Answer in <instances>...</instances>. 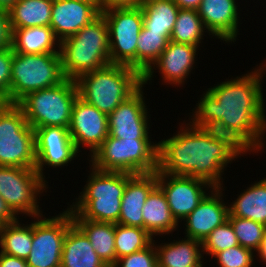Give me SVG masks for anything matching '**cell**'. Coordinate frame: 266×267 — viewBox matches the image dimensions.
Returning a JSON list of instances; mask_svg holds the SVG:
<instances>
[{
  "label": "cell",
  "mask_w": 266,
  "mask_h": 267,
  "mask_svg": "<svg viewBox=\"0 0 266 267\" xmlns=\"http://www.w3.org/2000/svg\"><path fill=\"white\" fill-rule=\"evenodd\" d=\"M256 70L209 88L198 102L190 121L192 126L228 135L246 153L249 150L258 152L264 146L261 136L266 130L260 84L264 66Z\"/></svg>",
  "instance_id": "1"
},
{
  "label": "cell",
  "mask_w": 266,
  "mask_h": 267,
  "mask_svg": "<svg viewBox=\"0 0 266 267\" xmlns=\"http://www.w3.org/2000/svg\"><path fill=\"white\" fill-rule=\"evenodd\" d=\"M189 125L158 142L157 172L198 178L221 188L224 167L246 151L228 135Z\"/></svg>",
  "instance_id": "2"
},
{
  "label": "cell",
  "mask_w": 266,
  "mask_h": 267,
  "mask_svg": "<svg viewBox=\"0 0 266 267\" xmlns=\"http://www.w3.org/2000/svg\"><path fill=\"white\" fill-rule=\"evenodd\" d=\"M58 47L67 79L76 80L111 64L108 24L102 14L76 34L63 39Z\"/></svg>",
  "instance_id": "3"
},
{
  "label": "cell",
  "mask_w": 266,
  "mask_h": 267,
  "mask_svg": "<svg viewBox=\"0 0 266 267\" xmlns=\"http://www.w3.org/2000/svg\"><path fill=\"white\" fill-rule=\"evenodd\" d=\"M75 82L82 100L109 115L142 85V76L127 65L109 64Z\"/></svg>",
  "instance_id": "4"
},
{
  "label": "cell",
  "mask_w": 266,
  "mask_h": 267,
  "mask_svg": "<svg viewBox=\"0 0 266 267\" xmlns=\"http://www.w3.org/2000/svg\"><path fill=\"white\" fill-rule=\"evenodd\" d=\"M75 205L68 208L73 220H91L117 224L121 200L127 183L126 172L92 168L91 176Z\"/></svg>",
  "instance_id": "5"
},
{
  "label": "cell",
  "mask_w": 266,
  "mask_h": 267,
  "mask_svg": "<svg viewBox=\"0 0 266 267\" xmlns=\"http://www.w3.org/2000/svg\"><path fill=\"white\" fill-rule=\"evenodd\" d=\"M97 170L144 174L157 171L158 143L150 139H121L110 135L91 155Z\"/></svg>",
  "instance_id": "6"
},
{
  "label": "cell",
  "mask_w": 266,
  "mask_h": 267,
  "mask_svg": "<svg viewBox=\"0 0 266 267\" xmlns=\"http://www.w3.org/2000/svg\"><path fill=\"white\" fill-rule=\"evenodd\" d=\"M77 97L75 80L66 78L53 87L28 93L17 105L33 129L45 126L68 128Z\"/></svg>",
  "instance_id": "7"
},
{
  "label": "cell",
  "mask_w": 266,
  "mask_h": 267,
  "mask_svg": "<svg viewBox=\"0 0 266 267\" xmlns=\"http://www.w3.org/2000/svg\"><path fill=\"white\" fill-rule=\"evenodd\" d=\"M65 79L60 53L13 52L9 104H17L28 93L53 87Z\"/></svg>",
  "instance_id": "8"
},
{
  "label": "cell",
  "mask_w": 266,
  "mask_h": 267,
  "mask_svg": "<svg viewBox=\"0 0 266 267\" xmlns=\"http://www.w3.org/2000/svg\"><path fill=\"white\" fill-rule=\"evenodd\" d=\"M0 166L36 168L35 130L17 104L0 106Z\"/></svg>",
  "instance_id": "9"
},
{
  "label": "cell",
  "mask_w": 266,
  "mask_h": 267,
  "mask_svg": "<svg viewBox=\"0 0 266 267\" xmlns=\"http://www.w3.org/2000/svg\"><path fill=\"white\" fill-rule=\"evenodd\" d=\"M108 24L110 63L136 70L137 40L143 27V11L138 7L102 11Z\"/></svg>",
  "instance_id": "10"
},
{
  "label": "cell",
  "mask_w": 266,
  "mask_h": 267,
  "mask_svg": "<svg viewBox=\"0 0 266 267\" xmlns=\"http://www.w3.org/2000/svg\"><path fill=\"white\" fill-rule=\"evenodd\" d=\"M45 182L35 169L0 166V196L15 215L42 216L37 195L45 190Z\"/></svg>",
  "instance_id": "11"
},
{
  "label": "cell",
  "mask_w": 266,
  "mask_h": 267,
  "mask_svg": "<svg viewBox=\"0 0 266 267\" xmlns=\"http://www.w3.org/2000/svg\"><path fill=\"white\" fill-rule=\"evenodd\" d=\"M72 223L69 209L51 219L33 222L32 248L26 258L28 267H61L63 243Z\"/></svg>",
  "instance_id": "12"
},
{
  "label": "cell",
  "mask_w": 266,
  "mask_h": 267,
  "mask_svg": "<svg viewBox=\"0 0 266 267\" xmlns=\"http://www.w3.org/2000/svg\"><path fill=\"white\" fill-rule=\"evenodd\" d=\"M157 185L164 192L170 211L177 222L185 219L201 203L207 195L203 188H207V185L214 188L202 179L161 172H157Z\"/></svg>",
  "instance_id": "13"
},
{
  "label": "cell",
  "mask_w": 266,
  "mask_h": 267,
  "mask_svg": "<svg viewBox=\"0 0 266 267\" xmlns=\"http://www.w3.org/2000/svg\"><path fill=\"white\" fill-rule=\"evenodd\" d=\"M68 130L76 149L79 151L81 145H85L93 155L109 135L108 115L78 96L72 107Z\"/></svg>",
  "instance_id": "14"
},
{
  "label": "cell",
  "mask_w": 266,
  "mask_h": 267,
  "mask_svg": "<svg viewBox=\"0 0 266 267\" xmlns=\"http://www.w3.org/2000/svg\"><path fill=\"white\" fill-rule=\"evenodd\" d=\"M36 168L43 177V166L62 167L77 156L78 150L68 128L45 126L35 128Z\"/></svg>",
  "instance_id": "15"
},
{
  "label": "cell",
  "mask_w": 266,
  "mask_h": 267,
  "mask_svg": "<svg viewBox=\"0 0 266 267\" xmlns=\"http://www.w3.org/2000/svg\"><path fill=\"white\" fill-rule=\"evenodd\" d=\"M143 84L108 115L109 135L121 139H149Z\"/></svg>",
  "instance_id": "16"
},
{
  "label": "cell",
  "mask_w": 266,
  "mask_h": 267,
  "mask_svg": "<svg viewBox=\"0 0 266 267\" xmlns=\"http://www.w3.org/2000/svg\"><path fill=\"white\" fill-rule=\"evenodd\" d=\"M100 14L99 2L53 0L50 27L61 42L90 24Z\"/></svg>",
  "instance_id": "17"
},
{
  "label": "cell",
  "mask_w": 266,
  "mask_h": 267,
  "mask_svg": "<svg viewBox=\"0 0 266 267\" xmlns=\"http://www.w3.org/2000/svg\"><path fill=\"white\" fill-rule=\"evenodd\" d=\"M220 187H214L211 196L208 194L201 203L184 220L186 238L203 242L216 228L225 223L229 216V207L223 204Z\"/></svg>",
  "instance_id": "18"
},
{
  "label": "cell",
  "mask_w": 266,
  "mask_h": 267,
  "mask_svg": "<svg viewBox=\"0 0 266 267\" xmlns=\"http://www.w3.org/2000/svg\"><path fill=\"white\" fill-rule=\"evenodd\" d=\"M199 46L176 43L169 41L158 60L142 76V84H146L153 76L155 65L161 71L162 79L165 82L182 84L193 69L195 55ZM164 76V77H163Z\"/></svg>",
  "instance_id": "19"
},
{
  "label": "cell",
  "mask_w": 266,
  "mask_h": 267,
  "mask_svg": "<svg viewBox=\"0 0 266 267\" xmlns=\"http://www.w3.org/2000/svg\"><path fill=\"white\" fill-rule=\"evenodd\" d=\"M156 186L157 171L144 174L127 173L118 224L143 228L142 208Z\"/></svg>",
  "instance_id": "20"
},
{
  "label": "cell",
  "mask_w": 266,
  "mask_h": 267,
  "mask_svg": "<svg viewBox=\"0 0 266 267\" xmlns=\"http://www.w3.org/2000/svg\"><path fill=\"white\" fill-rule=\"evenodd\" d=\"M237 10L235 0H202L197 12L209 34L231 42L238 33Z\"/></svg>",
  "instance_id": "21"
},
{
  "label": "cell",
  "mask_w": 266,
  "mask_h": 267,
  "mask_svg": "<svg viewBox=\"0 0 266 267\" xmlns=\"http://www.w3.org/2000/svg\"><path fill=\"white\" fill-rule=\"evenodd\" d=\"M61 267H108L97 255L85 233L73 222L66 233Z\"/></svg>",
  "instance_id": "22"
},
{
  "label": "cell",
  "mask_w": 266,
  "mask_h": 267,
  "mask_svg": "<svg viewBox=\"0 0 266 267\" xmlns=\"http://www.w3.org/2000/svg\"><path fill=\"white\" fill-rule=\"evenodd\" d=\"M143 228L153 235H163L174 231L178 222L173 217L167 198L157 185L148 195L142 208Z\"/></svg>",
  "instance_id": "23"
},
{
  "label": "cell",
  "mask_w": 266,
  "mask_h": 267,
  "mask_svg": "<svg viewBox=\"0 0 266 267\" xmlns=\"http://www.w3.org/2000/svg\"><path fill=\"white\" fill-rule=\"evenodd\" d=\"M56 41L58 44H56ZM55 45L60 46L50 26H33L12 29V51L19 54L59 53Z\"/></svg>",
  "instance_id": "24"
},
{
  "label": "cell",
  "mask_w": 266,
  "mask_h": 267,
  "mask_svg": "<svg viewBox=\"0 0 266 267\" xmlns=\"http://www.w3.org/2000/svg\"><path fill=\"white\" fill-rule=\"evenodd\" d=\"M198 247H202V242L192 238L155 245L158 267H202Z\"/></svg>",
  "instance_id": "25"
},
{
  "label": "cell",
  "mask_w": 266,
  "mask_h": 267,
  "mask_svg": "<svg viewBox=\"0 0 266 267\" xmlns=\"http://www.w3.org/2000/svg\"><path fill=\"white\" fill-rule=\"evenodd\" d=\"M85 233L97 255L108 267L116 263L115 224L91 220H73Z\"/></svg>",
  "instance_id": "26"
},
{
  "label": "cell",
  "mask_w": 266,
  "mask_h": 267,
  "mask_svg": "<svg viewBox=\"0 0 266 267\" xmlns=\"http://www.w3.org/2000/svg\"><path fill=\"white\" fill-rule=\"evenodd\" d=\"M228 217H241L266 226V178L254 183L229 207Z\"/></svg>",
  "instance_id": "27"
},
{
  "label": "cell",
  "mask_w": 266,
  "mask_h": 267,
  "mask_svg": "<svg viewBox=\"0 0 266 267\" xmlns=\"http://www.w3.org/2000/svg\"><path fill=\"white\" fill-rule=\"evenodd\" d=\"M53 0H18L8 11L12 29L50 26Z\"/></svg>",
  "instance_id": "28"
},
{
  "label": "cell",
  "mask_w": 266,
  "mask_h": 267,
  "mask_svg": "<svg viewBox=\"0 0 266 267\" xmlns=\"http://www.w3.org/2000/svg\"><path fill=\"white\" fill-rule=\"evenodd\" d=\"M140 7L143 11V26L149 32L171 35L180 9L173 0H143Z\"/></svg>",
  "instance_id": "29"
},
{
  "label": "cell",
  "mask_w": 266,
  "mask_h": 267,
  "mask_svg": "<svg viewBox=\"0 0 266 267\" xmlns=\"http://www.w3.org/2000/svg\"><path fill=\"white\" fill-rule=\"evenodd\" d=\"M171 35L162 32H149L144 26L137 40L136 71L143 76L158 60L167 47Z\"/></svg>",
  "instance_id": "30"
},
{
  "label": "cell",
  "mask_w": 266,
  "mask_h": 267,
  "mask_svg": "<svg viewBox=\"0 0 266 267\" xmlns=\"http://www.w3.org/2000/svg\"><path fill=\"white\" fill-rule=\"evenodd\" d=\"M20 225L18 220L3 224L0 233V252L26 259L32 248L33 222L27 226Z\"/></svg>",
  "instance_id": "31"
},
{
  "label": "cell",
  "mask_w": 266,
  "mask_h": 267,
  "mask_svg": "<svg viewBox=\"0 0 266 267\" xmlns=\"http://www.w3.org/2000/svg\"><path fill=\"white\" fill-rule=\"evenodd\" d=\"M205 26L194 9H179L170 40L198 46L203 39Z\"/></svg>",
  "instance_id": "32"
},
{
  "label": "cell",
  "mask_w": 266,
  "mask_h": 267,
  "mask_svg": "<svg viewBox=\"0 0 266 267\" xmlns=\"http://www.w3.org/2000/svg\"><path fill=\"white\" fill-rule=\"evenodd\" d=\"M152 242V236L144 228L115 224L116 262L119 258L145 249Z\"/></svg>",
  "instance_id": "33"
},
{
  "label": "cell",
  "mask_w": 266,
  "mask_h": 267,
  "mask_svg": "<svg viewBox=\"0 0 266 267\" xmlns=\"http://www.w3.org/2000/svg\"><path fill=\"white\" fill-rule=\"evenodd\" d=\"M228 220L234 229L239 245L257 252L263 240L266 226L241 217H228Z\"/></svg>",
  "instance_id": "34"
},
{
  "label": "cell",
  "mask_w": 266,
  "mask_h": 267,
  "mask_svg": "<svg viewBox=\"0 0 266 267\" xmlns=\"http://www.w3.org/2000/svg\"><path fill=\"white\" fill-rule=\"evenodd\" d=\"M239 242L234 229L227 220L225 223L216 227L202 242V250L213 257L216 253L238 246Z\"/></svg>",
  "instance_id": "35"
},
{
  "label": "cell",
  "mask_w": 266,
  "mask_h": 267,
  "mask_svg": "<svg viewBox=\"0 0 266 267\" xmlns=\"http://www.w3.org/2000/svg\"><path fill=\"white\" fill-rule=\"evenodd\" d=\"M253 250L241 245L222 250L213 257L217 258L220 267H251L253 263Z\"/></svg>",
  "instance_id": "36"
},
{
  "label": "cell",
  "mask_w": 266,
  "mask_h": 267,
  "mask_svg": "<svg viewBox=\"0 0 266 267\" xmlns=\"http://www.w3.org/2000/svg\"><path fill=\"white\" fill-rule=\"evenodd\" d=\"M154 241L143 250L117 259L113 267H158Z\"/></svg>",
  "instance_id": "37"
},
{
  "label": "cell",
  "mask_w": 266,
  "mask_h": 267,
  "mask_svg": "<svg viewBox=\"0 0 266 267\" xmlns=\"http://www.w3.org/2000/svg\"><path fill=\"white\" fill-rule=\"evenodd\" d=\"M12 60L13 51L11 47L0 49V102L8 104Z\"/></svg>",
  "instance_id": "38"
},
{
  "label": "cell",
  "mask_w": 266,
  "mask_h": 267,
  "mask_svg": "<svg viewBox=\"0 0 266 267\" xmlns=\"http://www.w3.org/2000/svg\"><path fill=\"white\" fill-rule=\"evenodd\" d=\"M12 28L8 11L0 8V49L11 47Z\"/></svg>",
  "instance_id": "39"
},
{
  "label": "cell",
  "mask_w": 266,
  "mask_h": 267,
  "mask_svg": "<svg viewBox=\"0 0 266 267\" xmlns=\"http://www.w3.org/2000/svg\"><path fill=\"white\" fill-rule=\"evenodd\" d=\"M142 2L143 0H99V9L102 12L110 8L138 7Z\"/></svg>",
  "instance_id": "40"
},
{
  "label": "cell",
  "mask_w": 266,
  "mask_h": 267,
  "mask_svg": "<svg viewBox=\"0 0 266 267\" xmlns=\"http://www.w3.org/2000/svg\"><path fill=\"white\" fill-rule=\"evenodd\" d=\"M0 267H28L26 259L0 252Z\"/></svg>",
  "instance_id": "41"
},
{
  "label": "cell",
  "mask_w": 266,
  "mask_h": 267,
  "mask_svg": "<svg viewBox=\"0 0 266 267\" xmlns=\"http://www.w3.org/2000/svg\"><path fill=\"white\" fill-rule=\"evenodd\" d=\"M16 220V215L11 211L6 202L0 196V221L3 224H8L15 222Z\"/></svg>",
  "instance_id": "42"
},
{
  "label": "cell",
  "mask_w": 266,
  "mask_h": 267,
  "mask_svg": "<svg viewBox=\"0 0 266 267\" xmlns=\"http://www.w3.org/2000/svg\"><path fill=\"white\" fill-rule=\"evenodd\" d=\"M173 1L180 9L197 10L202 0H173Z\"/></svg>",
  "instance_id": "43"
},
{
  "label": "cell",
  "mask_w": 266,
  "mask_h": 267,
  "mask_svg": "<svg viewBox=\"0 0 266 267\" xmlns=\"http://www.w3.org/2000/svg\"><path fill=\"white\" fill-rule=\"evenodd\" d=\"M257 251V253H259L260 259H262V262L266 263V230L261 245Z\"/></svg>",
  "instance_id": "44"
},
{
  "label": "cell",
  "mask_w": 266,
  "mask_h": 267,
  "mask_svg": "<svg viewBox=\"0 0 266 267\" xmlns=\"http://www.w3.org/2000/svg\"><path fill=\"white\" fill-rule=\"evenodd\" d=\"M18 0H0V8L7 11L17 2Z\"/></svg>",
  "instance_id": "45"
},
{
  "label": "cell",
  "mask_w": 266,
  "mask_h": 267,
  "mask_svg": "<svg viewBox=\"0 0 266 267\" xmlns=\"http://www.w3.org/2000/svg\"><path fill=\"white\" fill-rule=\"evenodd\" d=\"M84 1H88V2H99V0H84Z\"/></svg>",
  "instance_id": "46"
},
{
  "label": "cell",
  "mask_w": 266,
  "mask_h": 267,
  "mask_svg": "<svg viewBox=\"0 0 266 267\" xmlns=\"http://www.w3.org/2000/svg\"><path fill=\"white\" fill-rule=\"evenodd\" d=\"M2 226H3V223L0 221V233H1Z\"/></svg>",
  "instance_id": "47"
}]
</instances>
